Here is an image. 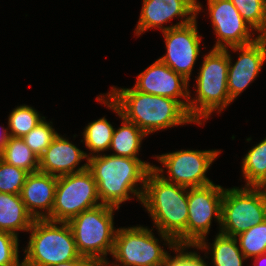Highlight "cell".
<instances>
[{
  "mask_svg": "<svg viewBox=\"0 0 266 266\" xmlns=\"http://www.w3.org/2000/svg\"><path fill=\"white\" fill-rule=\"evenodd\" d=\"M141 204L170 250L187 246L188 188L165 181L154 169L146 178Z\"/></svg>",
  "mask_w": 266,
  "mask_h": 266,
  "instance_id": "6da1fadb",
  "label": "cell"
},
{
  "mask_svg": "<svg viewBox=\"0 0 266 266\" xmlns=\"http://www.w3.org/2000/svg\"><path fill=\"white\" fill-rule=\"evenodd\" d=\"M87 162V169L97 183L101 204L119 209L120 204L131 199L129 194L136 196L141 203L147 175L154 165L139 158L105 153L91 156Z\"/></svg>",
  "mask_w": 266,
  "mask_h": 266,
  "instance_id": "7a4b0ae2",
  "label": "cell"
},
{
  "mask_svg": "<svg viewBox=\"0 0 266 266\" xmlns=\"http://www.w3.org/2000/svg\"><path fill=\"white\" fill-rule=\"evenodd\" d=\"M106 95L120 108L122 116L146 135L178 125L196 123L188 110L175 99L111 87Z\"/></svg>",
  "mask_w": 266,
  "mask_h": 266,
  "instance_id": "3957f363",
  "label": "cell"
},
{
  "mask_svg": "<svg viewBox=\"0 0 266 266\" xmlns=\"http://www.w3.org/2000/svg\"><path fill=\"white\" fill-rule=\"evenodd\" d=\"M202 61L196 77V97L189 98L188 105V113L198 125L209 119L214 111L221 113L233 102L227 88L228 52L212 48Z\"/></svg>",
  "mask_w": 266,
  "mask_h": 266,
  "instance_id": "277c9868",
  "label": "cell"
},
{
  "mask_svg": "<svg viewBox=\"0 0 266 266\" xmlns=\"http://www.w3.org/2000/svg\"><path fill=\"white\" fill-rule=\"evenodd\" d=\"M28 232L30 237L23 259L27 264L53 266L81 256L67 222L36 219Z\"/></svg>",
  "mask_w": 266,
  "mask_h": 266,
  "instance_id": "5b68a950",
  "label": "cell"
},
{
  "mask_svg": "<svg viewBox=\"0 0 266 266\" xmlns=\"http://www.w3.org/2000/svg\"><path fill=\"white\" fill-rule=\"evenodd\" d=\"M116 210L119 209L100 204L84 210L67 222L81 256L99 259L107 258V254L112 255L117 231L113 222Z\"/></svg>",
  "mask_w": 266,
  "mask_h": 266,
  "instance_id": "8992f818",
  "label": "cell"
},
{
  "mask_svg": "<svg viewBox=\"0 0 266 266\" xmlns=\"http://www.w3.org/2000/svg\"><path fill=\"white\" fill-rule=\"evenodd\" d=\"M266 219V194L262 187L224 189L219 233L236 237Z\"/></svg>",
  "mask_w": 266,
  "mask_h": 266,
  "instance_id": "52a82bcc",
  "label": "cell"
},
{
  "mask_svg": "<svg viewBox=\"0 0 266 266\" xmlns=\"http://www.w3.org/2000/svg\"><path fill=\"white\" fill-rule=\"evenodd\" d=\"M100 204L97 183L88 169L60 176L57 177L52 212L47 219L68 222L84 210Z\"/></svg>",
  "mask_w": 266,
  "mask_h": 266,
  "instance_id": "ba28073f",
  "label": "cell"
},
{
  "mask_svg": "<svg viewBox=\"0 0 266 266\" xmlns=\"http://www.w3.org/2000/svg\"><path fill=\"white\" fill-rule=\"evenodd\" d=\"M220 150H180L157 155L158 162L167 168L168 176L163 175L164 169L156 165L153 169L167 182L187 188L202 187L213 182L206 177L212 162L218 157Z\"/></svg>",
  "mask_w": 266,
  "mask_h": 266,
  "instance_id": "9c48e42d",
  "label": "cell"
},
{
  "mask_svg": "<svg viewBox=\"0 0 266 266\" xmlns=\"http://www.w3.org/2000/svg\"><path fill=\"white\" fill-rule=\"evenodd\" d=\"M148 227L117 228L112 257L121 266H161L168 252Z\"/></svg>",
  "mask_w": 266,
  "mask_h": 266,
  "instance_id": "30bf717a",
  "label": "cell"
},
{
  "mask_svg": "<svg viewBox=\"0 0 266 266\" xmlns=\"http://www.w3.org/2000/svg\"><path fill=\"white\" fill-rule=\"evenodd\" d=\"M223 193L224 188L214 183L188 188L187 246H197L206 240L212 217L221 227Z\"/></svg>",
  "mask_w": 266,
  "mask_h": 266,
  "instance_id": "8fae6325",
  "label": "cell"
},
{
  "mask_svg": "<svg viewBox=\"0 0 266 266\" xmlns=\"http://www.w3.org/2000/svg\"><path fill=\"white\" fill-rule=\"evenodd\" d=\"M207 5L217 37L213 49L247 45L260 37L253 38L254 29L241 17L230 0H207Z\"/></svg>",
  "mask_w": 266,
  "mask_h": 266,
  "instance_id": "7c38bea8",
  "label": "cell"
},
{
  "mask_svg": "<svg viewBox=\"0 0 266 266\" xmlns=\"http://www.w3.org/2000/svg\"><path fill=\"white\" fill-rule=\"evenodd\" d=\"M197 29L195 19L187 25L162 32L167 51L159 60L188 81L200 53L201 36Z\"/></svg>",
  "mask_w": 266,
  "mask_h": 266,
  "instance_id": "4fadbf2b",
  "label": "cell"
},
{
  "mask_svg": "<svg viewBox=\"0 0 266 266\" xmlns=\"http://www.w3.org/2000/svg\"><path fill=\"white\" fill-rule=\"evenodd\" d=\"M202 8L197 0H143L135 34L140 36L152 28H159L163 32L187 25L196 19ZM174 17L182 20L171 26H163Z\"/></svg>",
  "mask_w": 266,
  "mask_h": 266,
  "instance_id": "5bb4252c",
  "label": "cell"
},
{
  "mask_svg": "<svg viewBox=\"0 0 266 266\" xmlns=\"http://www.w3.org/2000/svg\"><path fill=\"white\" fill-rule=\"evenodd\" d=\"M230 49L239 51V58L232 64L230 52L225 49L229 58L227 88L230 99L234 101L257 78L266 61V37H259L253 43Z\"/></svg>",
  "mask_w": 266,
  "mask_h": 266,
  "instance_id": "9a60e30c",
  "label": "cell"
},
{
  "mask_svg": "<svg viewBox=\"0 0 266 266\" xmlns=\"http://www.w3.org/2000/svg\"><path fill=\"white\" fill-rule=\"evenodd\" d=\"M189 81L157 59L137 76L133 88L139 92L178 100L187 110L191 98ZM185 100H181L180 98Z\"/></svg>",
  "mask_w": 266,
  "mask_h": 266,
  "instance_id": "2e32d148",
  "label": "cell"
},
{
  "mask_svg": "<svg viewBox=\"0 0 266 266\" xmlns=\"http://www.w3.org/2000/svg\"><path fill=\"white\" fill-rule=\"evenodd\" d=\"M83 159H89L88 153L58 133L39 158V171L55 177L81 172L88 168V162L78 167Z\"/></svg>",
  "mask_w": 266,
  "mask_h": 266,
  "instance_id": "e0dca14e",
  "label": "cell"
},
{
  "mask_svg": "<svg viewBox=\"0 0 266 266\" xmlns=\"http://www.w3.org/2000/svg\"><path fill=\"white\" fill-rule=\"evenodd\" d=\"M56 184L57 177L48 173L37 171L28 174L20 196L34 220L47 219L50 216L54 204Z\"/></svg>",
  "mask_w": 266,
  "mask_h": 266,
  "instance_id": "ac0fdd59",
  "label": "cell"
},
{
  "mask_svg": "<svg viewBox=\"0 0 266 266\" xmlns=\"http://www.w3.org/2000/svg\"><path fill=\"white\" fill-rule=\"evenodd\" d=\"M97 101L115 111L122 120V126L114 128L110 148L116 156L138 158L141 143L147 135L134 123L127 121L121 114L120 108L106 95H99Z\"/></svg>",
  "mask_w": 266,
  "mask_h": 266,
  "instance_id": "d6986e66",
  "label": "cell"
},
{
  "mask_svg": "<svg viewBox=\"0 0 266 266\" xmlns=\"http://www.w3.org/2000/svg\"><path fill=\"white\" fill-rule=\"evenodd\" d=\"M34 218L28 213L20 194L0 192V230L14 234L28 232Z\"/></svg>",
  "mask_w": 266,
  "mask_h": 266,
  "instance_id": "ffe728a7",
  "label": "cell"
},
{
  "mask_svg": "<svg viewBox=\"0 0 266 266\" xmlns=\"http://www.w3.org/2000/svg\"><path fill=\"white\" fill-rule=\"evenodd\" d=\"M202 240L197 246H192L199 250L210 251L213 266H243V260L247 258L239 248L238 242L235 237L226 236L221 233H217L214 242L211 244Z\"/></svg>",
  "mask_w": 266,
  "mask_h": 266,
  "instance_id": "44dd1931",
  "label": "cell"
},
{
  "mask_svg": "<svg viewBox=\"0 0 266 266\" xmlns=\"http://www.w3.org/2000/svg\"><path fill=\"white\" fill-rule=\"evenodd\" d=\"M242 174L245 186L262 187L266 183V137L246 153Z\"/></svg>",
  "mask_w": 266,
  "mask_h": 266,
  "instance_id": "7402d4cb",
  "label": "cell"
},
{
  "mask_svg": "<svg viewBox=\"0 0 266 266\" xmlns=\"http://www.w3.org/2000/svg\"><path fill=\"white\" fill-rule=\"evenodd\" d=\"M0 158L7 164L22 168L29 173L39 171V158L25 144L22 138L9 137Z\"/></svg>",
  "mask_w": 266,
  "mask_h": 266,
  "instance_id": "603a6c76",
  "label": "cell"
},
{
  "mask_svg": "<svg viewBox=\"0 0 266 266\" xmlns=\"http://www.w3.org/2000/svg\"><path fill=\"white\" fill-rule=\"evenodd\" d=\"M113 131L112 124L105 117L88 123L82 133L84 144L91 151L88 157L110 150Z\"/></svg>",
  "mask_w": 266,
  "mask_h": 266,
  "instance_id": "cb8c5ba5",
  "label": "cell"
},
{
  "mask_svg": "<svg viewBox=\"0 0 266 266\" xmlns=\"http://www.w3.org/2000/svg\"><path fill=\"white\" fill-rule=\"evenodd\" d=\"M28 105H20L12 110L8 117L9 136L22 138L37 126L45 117Z\"/></svg>",
  "mask_w": 266,
  "mask_h": 266,
  "instance_id": "d4e9b609",
  "label": "cell"
},
{
  "mask_svg": "<svg viewBox=\"0 0 266 266\" xmlns=\"http://www.w3.org/2000/svg\"><path fill=\"white\" fill-rule=\"evenodd\" d=\"M241 17L259 33L266 37V0H230Z\"/></svg>",
  "mask_w": 266,
  "mask_h": 266,
  "instance_id": "484cf974",
  "label": "cell"
},
{
  "mask_svg": "<svg viewBox=\"0 0 266 266\" xmlns=\"http://www.w3.org/2000/svg\"><path fill=\"white\" fill-rule=\"evenodd\" d=\"M235 238L247 259L266 253V219Z\"/></svg>",
  "mask_w": 266,
  "mask_h": 266,
  "instance_id": "4316f807",
  "label": "cell"
},
{
  "mask_svg": "<svg viewBox=\"0 0 266 266\" xmlns=\"http://www.w3.org/2000/svg\"><path fill=\"white\" fill-rule=\"evenodd\" d=\"M58 135L52 124L43 119L22 139L32 152L40 158L53 139Z\"/></svg>",
  "mask_w": 266,
  "mask_h": 266,
  "instance_id": "83f0119b",
  "label": "cell"
},
{
  "mask_svg": "<svg viewBox=\"0 0 266 266\" xmlns=\"http://www.w3.org/2000/svg\"><path fill=\"white\" fill-rule=\"evenodd\" d=\"M29 172L0 158V192L20 194Z\"/></svg>",
  "mask_w": 266,
  "mask_h": 266,
  "instance_id": "f1b7e54d",
  "label": "cell"
},
{
  "mask_svg": "<svg viewBox=\"0 0 266 266\" xmlns=\"http://www.w3.org/2000/svg\"><path fill=\"white\" fill-rule=\"evenodd\" d=\"M18 241L14 234L0 230V266H19Z\"/></svg>",
  "mask_w": 266,
  "mask_h": 266,
  "instance_id": "f546056e",
  "label": "cell"
},
{
  "mask_svg": "<svg viewBox=\"0 0 266 266\" xmlns=\"http://www.w3.org/2000/svg\"><path fill=\"white\" fill-rule=\"evenodd\" d=\"M192 246L177 245L174 251L177 253L176 256H171L168 254L164 263L161 266H208L203 257L198 255L197 252H187V248Z\"/></svg>",
  "mask_w": 266,
  "mask_h": 266,
  "instance_id": "4dcf8cb0",
  "label": "cell"
},
{
  "mask_svg": "<svg viewBox=\"0 0 266 266\" xmlns=\"http://www.w3.org/2000/svg\"><path fill=\"white\" fill-rule=\"evenodd\" d=\"M53 266H92V258L80 256L79 258H76L74 260L64 263H58Z\"/></svg>",
  "mask_w": 266,
  "mask_h": 266,
  "instance_id": "1f68e13d",
  "label": "cell"
},
{
  "mask_svg": "<svg viewBox=\"0 0 266 266\" xmlns=\"http://www.w3.org/2000/svg\"><path fill=\"white\" fill-rule=\"evenodd\" d=\"M111 262L109 263L106 258H99V259H92V266H110ZM112 266H121L119 263L117 264L116 261L115 263H112Z\"/></svg>",
  "mask_w": 266,
  "mask_h": 266,
  "instance_id": "d6a6232c",
  "label": "cell"
},
{
  "mask_svg": "<svg viewBox=\"0 0 266 266\" xmlns=\"http://www.w3.org/2000/svg\"><path fill=\"white\" fill-rule=\"evenodd\" d=\"M0 133V152L4 149L6 143L8 142L9 139V132L8 128H4Z\"/></svg>",
  "mask_w": 266,
  "mask_h": 266,
  "instance_id": "836d02e7",
  "label": "cell"
},
{
  "mask_svg": "<svg viewBox=\"0 0 266 266\" xmlns=\"http://www.w3.org/2000/svg\"><path fill=\"white\" fill-rule=\"evenodd\" d=\"M265 263V264H264ZM266 265V253L254 257V266Z\"/></svg>",
  "mask_w": 266,
  "mask_h": 266,
  "instance_id": "e575fe53",
  "label": "cell"
},
{
  "mask_svg": "<svg viewBox=\"0 0 266 266\" xmlns=\"http://www.w3.org/2000/svg\"><path fill=\"white\" fill-rule=\"evenodd\" d=\"M19 266H33V265H30V264H27L26 262L22 261Z\"/></svg>",
  "mask_w": 266,
  "mask_h": 266,
  "instance_id": "d590c367",
  "label": "cell"
},
{
  "mask_svg": "<svg viewBox=\"0 0 266 266\" xmlns=\"http://www.w3.org/2000/svg\"><path fill=\"white\" fill-rule=\"evenodd\" d=\"M262 188H263V190H264V192L266 194V183L262 186Z\"/></svg>",
  "mask_w": 266,
  "mask_h": 266,
  "instance_id": "8d00e7d4",
  "label": "cell"
}]
</instances>
